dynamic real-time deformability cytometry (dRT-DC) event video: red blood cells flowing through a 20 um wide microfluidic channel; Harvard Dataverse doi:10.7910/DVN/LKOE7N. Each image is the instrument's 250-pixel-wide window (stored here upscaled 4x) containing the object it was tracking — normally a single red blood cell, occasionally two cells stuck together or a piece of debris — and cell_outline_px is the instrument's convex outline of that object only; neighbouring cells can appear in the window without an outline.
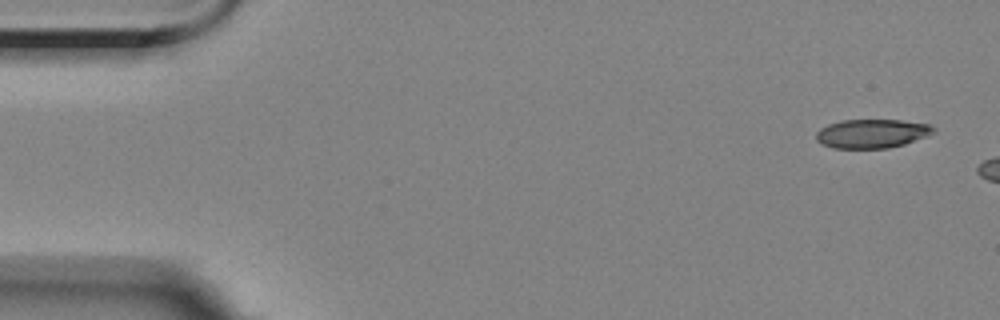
{"species": "Egyptian fruit bat (a non-hibernating species)", "species_latin": "Rousettus aegyptiacus", "temperature_condition": "room temperature", "stored_images_in_passage": 3, "camera_frame_rate_fps": 3000, "um_per_image_px": 0.085, "animal": {"sex": "female"}, "frame": {"image": 1, "passage_image": 1, "time_ms": 0.0, "image_size_px": [1000, 320], "cell_outline_px": [[936, 132], [928, 136], [904, 144], [888, 148], [832, 148], [820, 144], [816, 140], [816, 132], [820, 128], [828, 124], [840, 120], [900, 120], [928, 124], [936, 128]], "centroid_in_image_um": [74.1, 11.35], "position_along_channel_um": 10.9, "area_um2": 19.94}}